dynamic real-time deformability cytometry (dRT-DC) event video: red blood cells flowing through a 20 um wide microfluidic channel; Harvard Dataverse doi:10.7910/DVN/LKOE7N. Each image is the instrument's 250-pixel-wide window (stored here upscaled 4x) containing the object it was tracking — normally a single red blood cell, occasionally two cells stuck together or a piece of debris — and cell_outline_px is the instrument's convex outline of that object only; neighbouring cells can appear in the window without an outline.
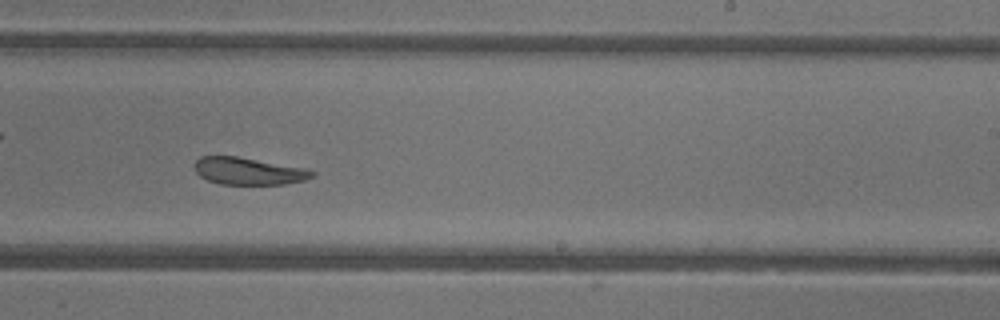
{"species": "common noctule bat (a hibernating species)", "species_latin": "Nyctalus noctula", "temperature_condition": "warm", "stored_images_in_passage": 44, "camera_frame_rate_fps": 3000, "um_per_image_px": 0.085, "animal": {"sex": "female"}, "frame": {"image": 1, "passage_image": 26, "time_ms": 8.333, "image_size_px": [1000, 320], "cell_outline_px": [[316, 172], [312, 176], [304, 180], [284, 184], [220, 184], [208, 180], [200, 176], [196, 172], [196, 160], [200, 156], [236, 156], [308, 168]], "centroid_in_image_um": [21.15, 14.54], "position_along_channel_um": 267.9, "area_um2": 18.55}, "authors_computed_cell_mechanics": {"area_um2": 22.1374, "velocity_mm_per_s": 4.2906, "shape_relaxation_time_tau1_ms": 8.8764, "shape_relaxation_time_tau2_ms": 5.3316, "deformation_change_tau1": 0.1959, "deformation_change_tau2": 0.1376}}